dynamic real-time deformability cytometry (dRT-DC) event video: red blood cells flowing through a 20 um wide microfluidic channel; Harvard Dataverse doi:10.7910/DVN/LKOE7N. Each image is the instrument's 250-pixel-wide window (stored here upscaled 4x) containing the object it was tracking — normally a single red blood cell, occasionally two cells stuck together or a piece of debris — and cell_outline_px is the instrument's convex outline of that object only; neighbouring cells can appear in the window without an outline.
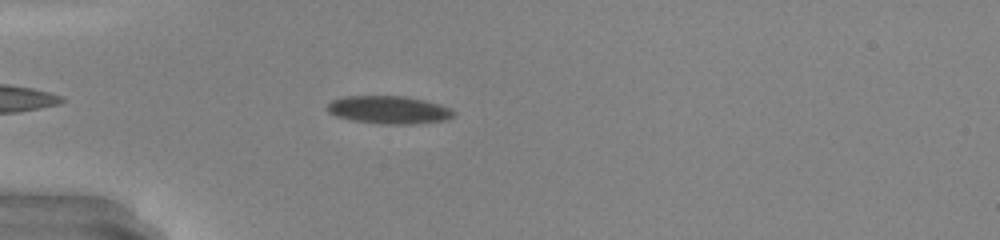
{"species": "common noctule bat (a hibernating species)", "species_latin": "Nyctalus noctula", "temperature_condition": "warm", "stored_images_in_passage": 40, "camera_frame_rate_fps": 3000, "um_per_image_px": 0.085, "animal": {"sex": "male", "body_mass_g": 20.0, "forearm_length_mm": 53.3}, "frame": {"image": 1, "passage_image": 6, "time_ms": 1.667, "image_size_px": [1000, 240], "cell_outline_px": [[456, 112], [448, 120], [416, 124], [380, 124], [352, 120], [336, 116], [328, 112], [328, 104], [332, 100], [344, 96], [404, 96], [424, 100], [440, 104], [452, 108]], "centroid_in_image_um": [33.09, 9.34], "position_along_channel_um": 51.9, "area_um2": 20.69}}
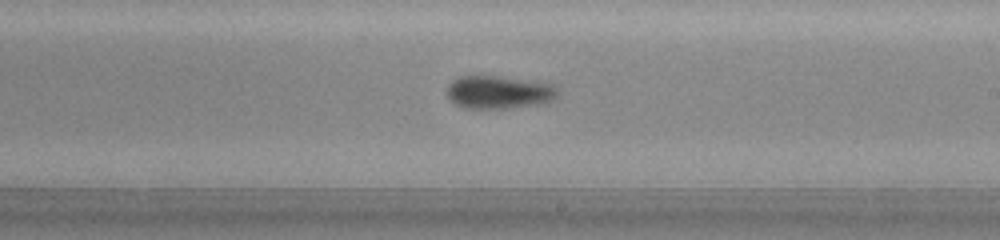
{"frame": {"image": 2, "passage_image": 21, "time_ms": 6.667, "image_size_px": [1000, 240], "cell_outline_px": [[556, 96], [552, 100], [532, 104], [504, 108], [464, 108], [448, 100], [448, 84], [452, 80], [460, 76], [496, 76], [532, 80], [556, 84]], "centroid_in_image_um": [42.36, 7.81], "position_along_channel_um": 246.6, "area_um2": 21.1}}
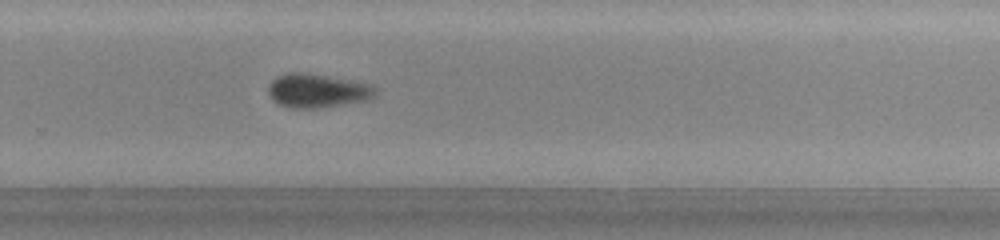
{"frame": {"image": 3, "passage_image": 25, "time_ms": 8.0, "image_size_px": [1000, 240], "cell_outline_px": [[376, 96], [364, 100], [316, 108], [292, 108], [276, 104], [272, 100], [268, 92], [268, 88], [272, 80], [276, 76], [288, 72], [308, 72], [372, 84], [376, 88]], "centroid_in_image_um": [26.93, 7.69], "position_along_channel_um": 302.9, "area_um2": 21.21}, "authors_computed_cell_mechanics": {"area_um2": 21.0103, "velocity_mm_per_s": 4.2198, "shape_relaxation_time_tau1_ms": 5.4175, "shape_relaxation_time_tau2_ms": 2.0099, "deformation_change_tau1": 0.1816, "deformation_change_tau2": 0.0706}}